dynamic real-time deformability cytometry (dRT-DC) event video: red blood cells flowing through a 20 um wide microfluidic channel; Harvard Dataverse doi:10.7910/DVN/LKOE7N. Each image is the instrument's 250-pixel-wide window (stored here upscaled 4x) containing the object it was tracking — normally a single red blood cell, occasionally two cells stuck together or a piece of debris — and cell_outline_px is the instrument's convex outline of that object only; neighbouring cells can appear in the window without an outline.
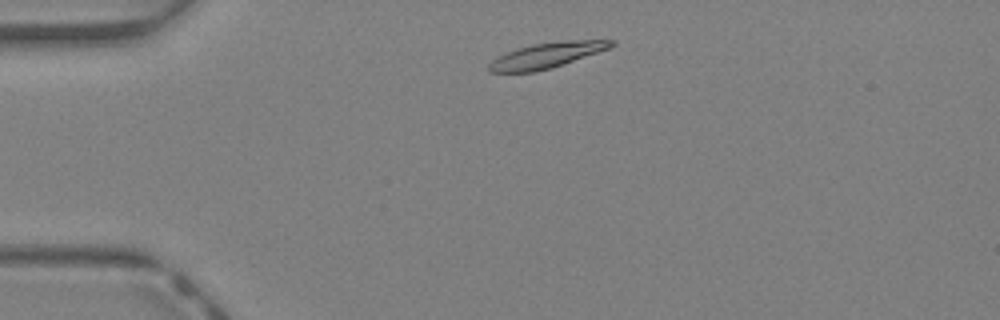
{"species": "Egyptian fruit bat (a non-hibernating species)", "species_latin": "Rousettus aegyptiacus", "temperature_condition": "warm", "stored_images_in_passage": 30, "camera_frame_rate_fps": 3000, "um_per_image_px": 0.085, "animal": {"sex": "female"}, "frame": {"image": 1, "passage_image": 1, "time_ms": 0.0, "image_size_px": [1000, 320], "cell_outline_px": [[616, 44], [608, 48], [552, 68], [536, 72], [488, 72], [488, 64], [492, 60], [516, 48], [532, 44], [564, 40], [616, 40]], "centroid_in_image_um": [46.44, 4.7], "position_along_channel_um": 38.6, "area_um2": 17.98}}
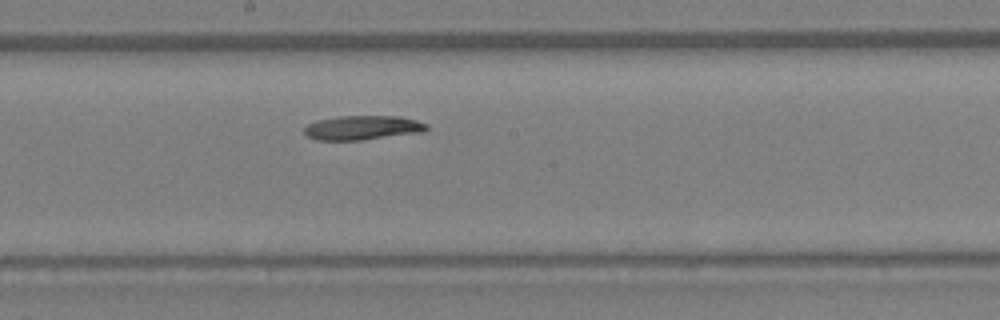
{"frame": {"image": 2, "passage_image": 15, "time_ms": 4.667, "image_size_px": [1000, 320], "cell_outline_px": [[428, 128], [424, 132], [360, 140], [316, 140], [308, 136], [304, 132], [304, 128], [308, 124], [316, 120], [336, 116], [400, 116], [416, 120], [428, 124]], "centroid_in_image_um": [30.82, 10.85], "position_along_channel_um": 217.4, "area_um2": 17.4}}
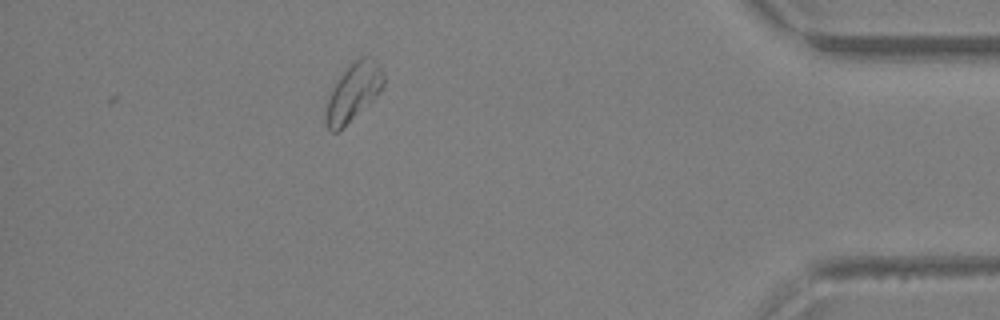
{"frame": {"image": 3, "passage_image": 30, "time_ms": 9.667, "image_size_px": [1000, 320], "cell_outline_px": [[384, 84], [380, 92], [372, 100], [336, 132], [332, 132], [328, 128], [324, 120], [324, 116], [328, 96], [336, 80], [348, 64], [352, 60], [360, 56], [372, 56], [380, 64], [384, 76]], "centroid_in_image_um": [30.02, 7.75], "position_along_channel_um": 405.2, "area_um2": 19.54}}